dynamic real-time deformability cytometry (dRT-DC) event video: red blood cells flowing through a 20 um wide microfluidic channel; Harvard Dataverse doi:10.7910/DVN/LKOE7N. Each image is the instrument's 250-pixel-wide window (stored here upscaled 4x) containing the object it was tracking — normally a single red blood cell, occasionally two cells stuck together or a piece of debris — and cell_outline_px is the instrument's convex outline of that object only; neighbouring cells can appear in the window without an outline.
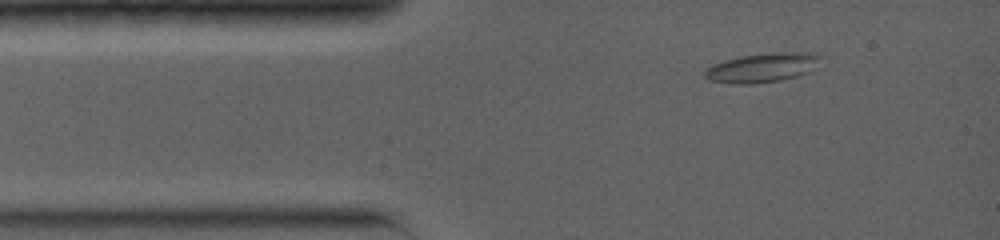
{"species": "common noctule bat (a hibernating species)", "species_latin": "Nyctalus noctula", "temperature_condition": "warm", "stored_images_in_passage": 24, "camera_frame_rate_fps": 5000, "um_per_image_px": 0.085, "animal": {"sex": "female", "body_mass_g": 19.0, "forearm_length_mm": 56.7}, "frame": {"image": 1, "passage_image": 2, "time_ms": 0.6, "image_size_px": [1000, 240], "cell_outline_px": [[820, 56], [808, 72], [796, 76], [780, 80], [752, 84], [732, 84], [708, 80], [704, 76], [704, 72], [712, 64], [724, 60], [740, 56], [776, 52], [816, 52]], "centroid_in_image_um": [64.72, 5.75], "position_along_channel_um": 20.3, "area_um2": 19.54}}
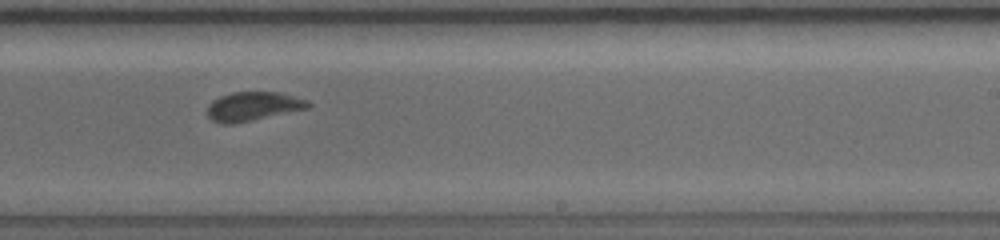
{"frame": {"image": 2, "passage_image": 14, "time_ms": 7.8, "image_size_px": [1000, 240], "cell_outline_px": [[312, 104], [308, 108], [252, 120], [232, 124], [224, 124], [212, 120], [208, 116], [208, 104], [212, 100], [220, 96], [232, 92], [280, 92], [308, 100]], "centroid_in_image_um": [21.5, 9.03], "position_along_channel_um": 267.5, "area_um2": 16.94}}
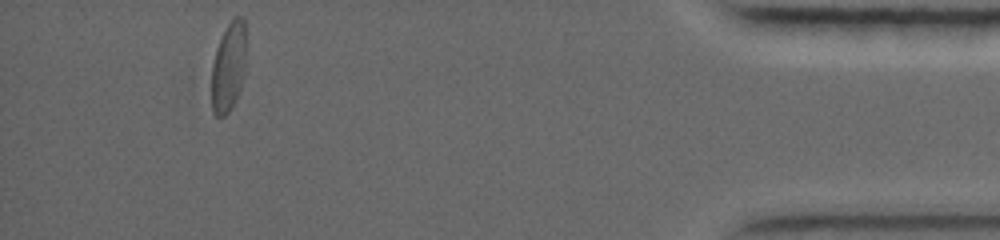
{"frame": {"image": 3, "passage_image": 24, "time_ms": 13.4, "image_size_px": [1000, 240], "cell_outline_px": [[244, 68], [240, 88], [228, 112], [224, 116], [216, 116], [212, 112], [212, 64], [216, 48], [232, 16], [244, 16]], "centroid_in_image_um": [19.4, 5.67], "position_along_channel_um": 415.8, "area_um2": 17.51}, "authors_computed_cell_mechanics": {"area_um2": 17.34, "velocity_mm_per_s": 3.9202, "shape_relaxation_time_tau1_ms": 3.3057, "shape_relaxation_time_tau2_ms": 1.9022, "deformation_change_tau1": 0.121, "deformation_change_tau2": 0.0596}}